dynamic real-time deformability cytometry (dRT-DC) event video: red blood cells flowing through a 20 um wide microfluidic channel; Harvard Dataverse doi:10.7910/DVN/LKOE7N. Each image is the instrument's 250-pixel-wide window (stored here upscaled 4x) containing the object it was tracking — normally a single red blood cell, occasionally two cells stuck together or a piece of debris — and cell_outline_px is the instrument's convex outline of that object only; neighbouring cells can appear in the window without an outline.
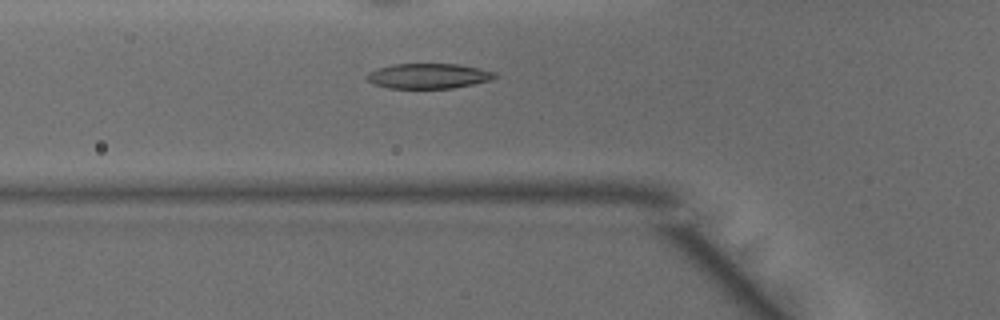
{"species": "common noctule bat (a hibernating species)", "species_latin": "Nyctalus noctula", "temperature_condition": "warm", "stored_images_in_passage": 48, "camera_frame_rate_fps": 3000, "um_per_image_px": 0.085, "animal": {"sex": "male", "body_mass_g": 15.6}, "frame": {"image": 1, "passage_image": 17, "time_ms": 5.333, "image_size_px": [1000, 320], "cell_outline_px": [[496, 76], [492, 80], [452, 88], [388, 88], [372, 84], [364, 76], [368, 72], [392, 64], [456, 64], [480, 68], [496, 72]], "centroid_in_image_um": [36.4, 6.46], "position_along_channel_um": 89.4, "area_um2": 18.73}}
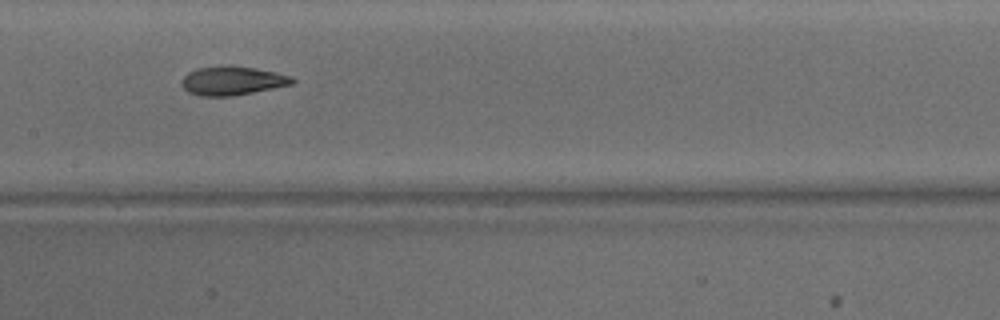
{"frame": {"image": 2, "passage_image": 24, "time_ms": 7.667, "image_size_px": [1000, 320], "cell_outline_px": [[296, 80], [292, 84], [232, 96], [200, 96], [188, 92], [180, 84], [180, 80], [188, 72], [196, 68], [256, 68], [276, 72], [292, 76]], "centroid_in_image_um": [19.73, 6.9], "position_along_channel_um": 187.7, "area_um2": 17.98}}
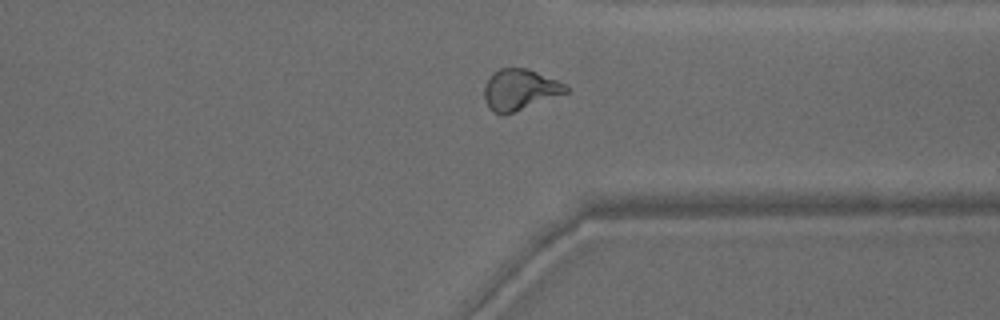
{"frame": {"image": 3, "passage_image": 37, "time_ms": 12.0, "image_size_px": [1000, 320], "cell_outline_px": [[568, 92], [512, 112], [492, 112], [488, 108], [484, 100], [484, 88], [488, 80], [500, 68], [528, 68], [556, 80], [564, 84], [568, 88]], "centroid_in_image_um": [44.17, 7.6], "position_along_channel_um": 367.2, "area_um2": 18.84}, "authors_computed_cell_mechanics": {"area_um2": 19.3919, "velocity_mm_per_s": 4.1754, "shape_relaxation_time_tau1_ms": 6.558, "shape_relaxation_time_tau2_ms": 1.477, "deformation_change_tau1": 0.2204, "deformation_change_tau2": 0.0835}}